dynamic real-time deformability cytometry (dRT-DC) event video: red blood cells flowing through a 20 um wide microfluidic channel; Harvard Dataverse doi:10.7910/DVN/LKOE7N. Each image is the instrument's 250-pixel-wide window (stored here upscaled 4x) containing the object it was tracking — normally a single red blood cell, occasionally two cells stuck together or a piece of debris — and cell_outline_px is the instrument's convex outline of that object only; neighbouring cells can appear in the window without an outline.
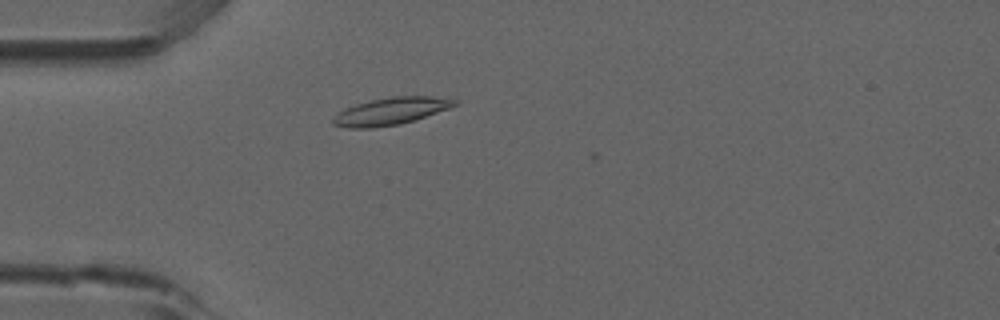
{"species": "common noctule bat (a hibernating species)", "species_latin": "Nyctalus noctula", "temperature_condition": "room temperature", "stored_images_in_passage": 43, "camera_frame_rate_fps": 3000, "um_per_image_px": 0.085, "animal": {"sex": "male", "forearm_length_mm": 52.5}, "frame": {"image": 1, "passage_image": 5, "time_ms": 1.333, "image_size_px": [1000, 320], "cell_outline_px": [[460, 104], [416, 120], [400, 124], [372, 128], [348, 128], [332, 124], [332, 116], [344, 108], [356, 104], [372, 100], [392, 96], [432, 96], [460, 100]], "centroid_in_image_um": [33.23, 9.45], "position_along_channel_um": 51.8, "area_um2": 19.54}}
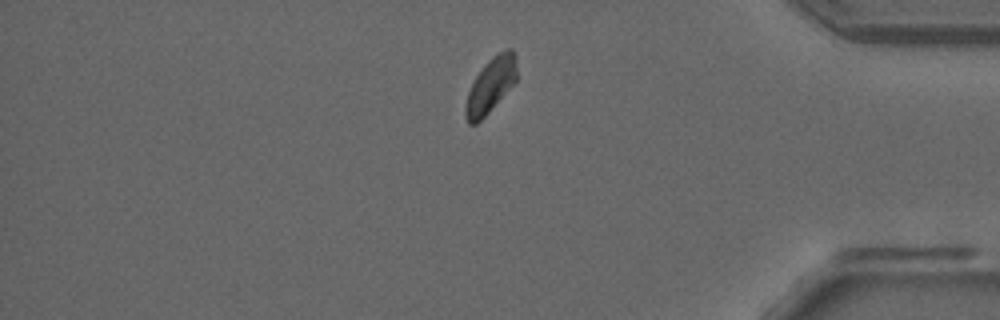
{"frame": {"image": 2, "passage_image": 35, "time_ms": 11.333, "image_size_px": [1000, 320], "cell_outline_px": [[516, 80], [488, 112], [476, 124], [468, 124], [464, 116], [464, 108], [468, 92], [476, 76], [484, 64], [492, 56], [504, 48], [512, 48], [516, 56]], "centroid_in_image_um": [41.69, 7.22], "position_along_channel_um": 393.5, "area_um2": 16.24}}
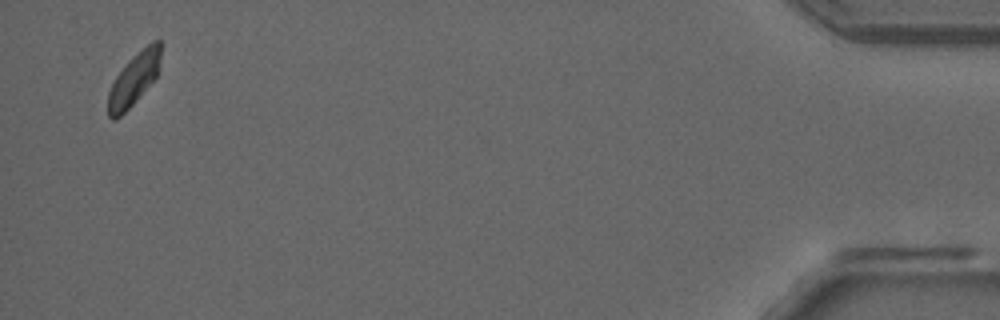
{"frame": {"image": 3, "passage_image": 42, "time_ms": 13.667, "image_size_px": [1000, 320], "cell_outline_px": [[160, 56], [156, 76], [132, 104], [116, 120], [112, 120], [108, 116], [108, 92], [116, 76], [128, 60], [152, 40], [160, 40]], "centroid_in_image_um": [11.35, 6.73], "position_along_channel_um": 423.9, "area_um2": 15.61}}